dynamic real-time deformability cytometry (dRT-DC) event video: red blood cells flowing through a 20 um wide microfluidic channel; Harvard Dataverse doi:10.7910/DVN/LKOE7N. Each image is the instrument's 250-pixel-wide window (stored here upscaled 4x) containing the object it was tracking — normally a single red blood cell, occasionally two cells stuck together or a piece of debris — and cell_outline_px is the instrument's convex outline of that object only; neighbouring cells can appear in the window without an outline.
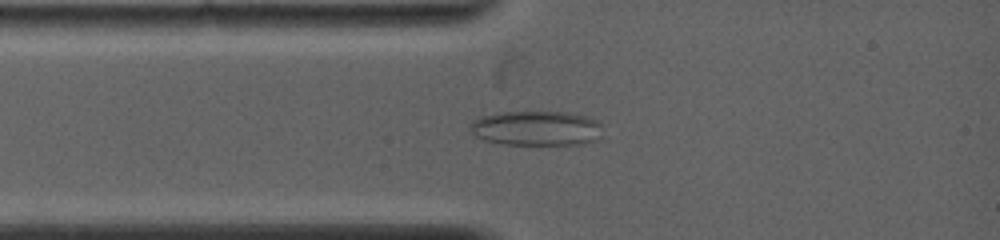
{"species": "common noctule bat (a hibernating species)", "species_latin": "Nyctalus noctula", "temperature_condition": "warm", "stored_images_in_passage": 35, "camera_frame_rate_fps": 5000, "um_per_image_px": 0.085, "animal": {"sex": "female", "body_mass_g": 19.0, "forearm_length_mm": 53.3}, "frame": {"image": 1, "passage_image": 5, "time_ms": 1.8, "image_size_px": [1000, 240], "cell_outline_px": [[600, 124], [596, 140], [584, 144], [504, 144], [484, 140], [468, 132], [468, 124], [480, 116], [496, 112], [568, 112], [588, 116], [596, 120]], "centroid_in_image_um": [45.5, 10.89], "position_along_channel_um": 39.5, "area_um2": 26.93}}
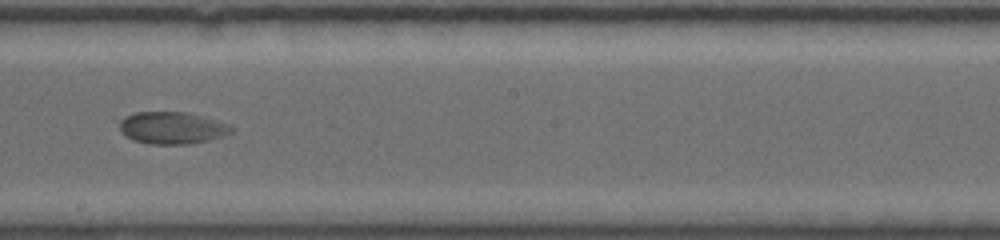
{"frame": {"image": 2, "passage_image": 15, "time_ms": 6.8, "image_size_px": [1000, 240], "cell_outline_px": [[232, 132], [208, 140], [188, 144], [148, 144], [132, 140], [124, 136], [120, 128], [120, 120], [124, 116], [136, 112], [184, 112], [232, 124]], "centroid_in_image_um": [14.58, 10.87], "position_along_channel_um": 233.6, "area_um2": 20.87}}
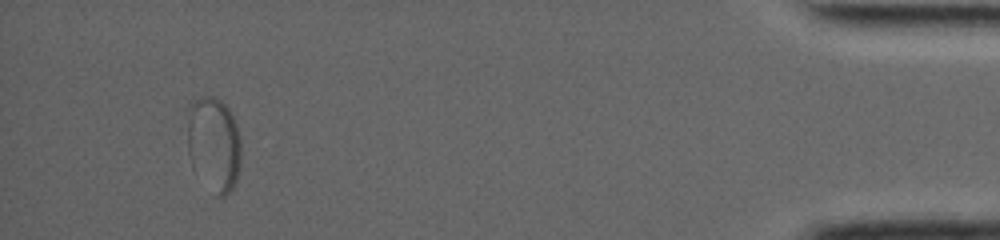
{"frame": {"image": 3, "passage_image": 31, "time_ms": 14.0, "image_size_px": [1000, 240], "cell_outline_px": [[240, 168], [236, 180], [232, 188], [224, 196], [216, 196], [188, 152], [188, 104], [192, 100], [200, 96], [216, 96], [228, 108], [236, 124], [240, 140]], "centroid_in_image_um": [18.2, 12.14], "position_along_channel_um": 417.0, "area_um2": 28.9}}